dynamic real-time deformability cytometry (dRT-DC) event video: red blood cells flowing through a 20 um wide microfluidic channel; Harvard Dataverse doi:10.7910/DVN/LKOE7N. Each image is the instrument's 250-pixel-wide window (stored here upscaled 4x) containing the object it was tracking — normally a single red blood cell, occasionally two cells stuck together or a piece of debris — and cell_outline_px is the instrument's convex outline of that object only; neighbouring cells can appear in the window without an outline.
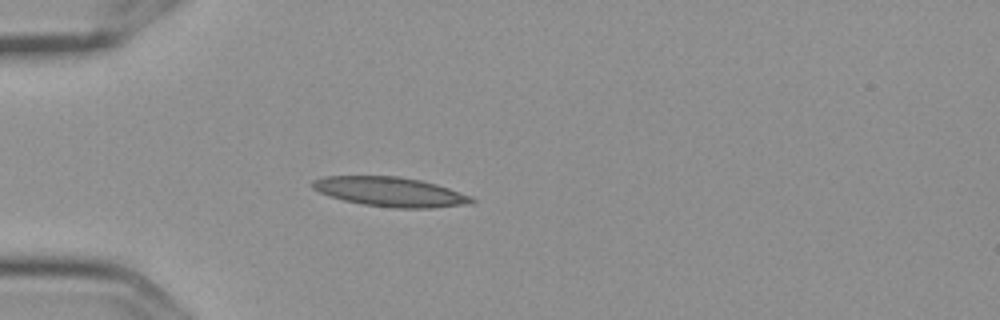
{"species": "Egyptian fruit bat (a non-hibernating species)", "species_latin": "Rousettus aegyptiacus", "temperature_condition": "cold", "stored_images_in_passage": 5, "camera_frame_rate_fps": 3000, "um_per_image_px": 0.085, "frame": {"image": 1, "passage_image": 5, "time_ms": 1.333, "image_size_px": [1000, 320], "cell_outline_px": [[476, 200], [472, 204], [432, 208], [392, 208], [364, 204], [344, 200], [320, 192], [312, 188], [312, 180], [324, 176], [400, 176], [420, 180], [436, 184], [472, 196]], "centroid_in_image_um": [33.21, 16.3], "position_along_channel_um": 51.8, "area_um2": 27.34}}